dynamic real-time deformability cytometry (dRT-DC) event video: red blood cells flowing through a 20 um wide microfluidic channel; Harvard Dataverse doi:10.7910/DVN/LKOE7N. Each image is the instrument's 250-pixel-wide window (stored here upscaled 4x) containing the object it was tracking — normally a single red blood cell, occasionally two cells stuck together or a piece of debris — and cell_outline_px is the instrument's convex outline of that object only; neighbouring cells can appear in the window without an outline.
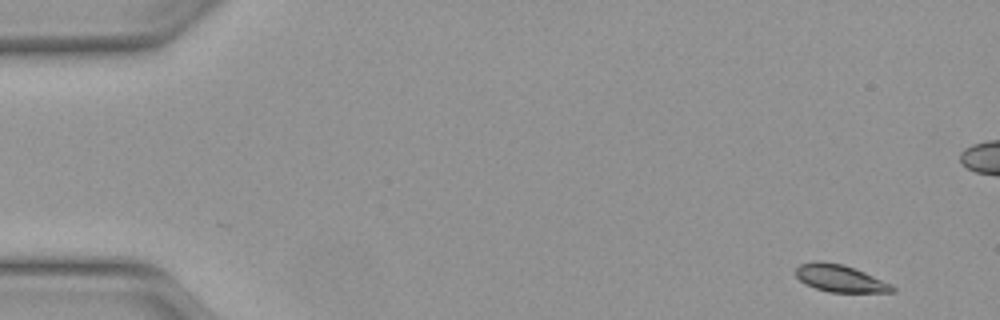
{"species": "Egyptian fruit bat (a non-hibernating species)", "species_latin": "Rousettus aegyptiacus", "temperature_condition": "warm", "stored_images_in_passage": 14, "camera_frame_rate_fps": 3000, "um_per_image_px": 0.085, "animal": {"sex": "female"}, "frame": {"image": 1, "passage_image": 3, "time_ms": 0.667, "image_size_px": [1000, 320], "cell_outline_px": [[896, 292], [828, 292], [804, 284], [796, 276], [796, 268], [800, 264], [812, 260], [820, 260], [844, 264], [864, 272], [892, 284], [896, 288]], "centroid_in_image_um": [71.39, 23.65], "position_along_channel_um": 13.6, "area_um2": 15.49}}
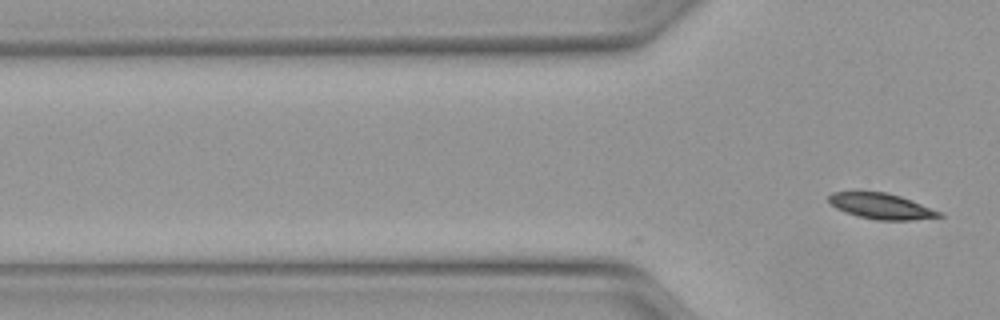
{"frame": {"image": 2, "passage_image": 14, "time_ms": 4.333, "image_size_px": [1000, 320], "cell_outline_px": [[944, 216], [912, 220], [876, 220], [860, 216], [836, 208], [828, 200], [828, 196], [832, 192], [884, 192], [900, 196], [940, 212]], "centroid_in_image_um": [74.89, 17.52], "position_along_channel_um": 50.9, "area_um2": 16.07}}